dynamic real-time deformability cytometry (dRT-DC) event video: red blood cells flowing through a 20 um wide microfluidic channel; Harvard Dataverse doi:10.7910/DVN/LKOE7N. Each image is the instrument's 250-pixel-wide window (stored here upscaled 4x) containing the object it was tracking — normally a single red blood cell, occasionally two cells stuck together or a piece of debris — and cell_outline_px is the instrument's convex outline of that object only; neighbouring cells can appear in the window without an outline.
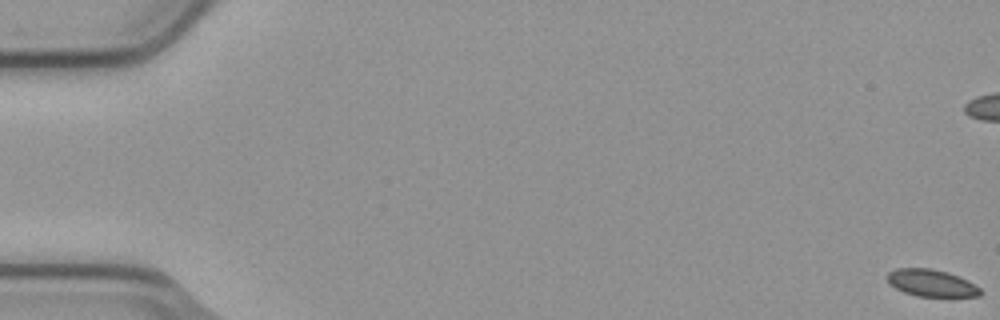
{"species": "common noctule bat (a hibernating species)", "species_latin": "Nyctalus noctula", "temperature_condition": "cold", "stored_images_in_passage": 7, "camera_frame_rate_fps": 3000, "um_per_image_px": 0.085, "animal": {"sex": "male", "body_mass_g": 23.1, "forearm_length_mm": 52.7}, "frame": {"image": 1, "passage_image": 1, "time_ms": 0.0, "image_size_px": [1000, 320], "cell_outline_px": [[984, 292], [980, 296], [916, 296], [904, 292], [888, 284], [888, 272], [896, 268], [932, 268], [948, 272], [968, 280], [980, 288]], "centroid_in_image_um": [79.18, 24.05], "position_along_channel_um": 5.8, "area_um2": 14.74}}
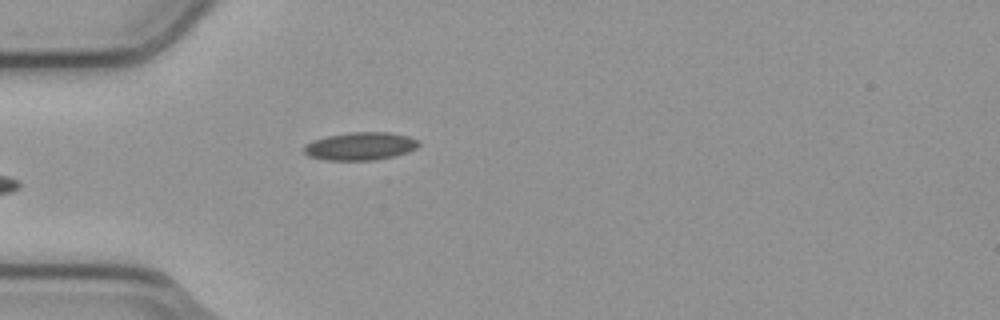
{"frame": {"image": 2, "passage_image": 7, "time_ms": 2.0, "image_size_px": [1000, 320], "cell_outline_px": [[420, 144], [416, 148], [408, 152], [392, 156], [372, 160], [324, 160], [308, 156], [304, 152], [304, 144], [312, 140], [328, 136], [352, 132], [388, 132], [408, 136], [416, 140]], "centroid_in_image_um": [30.59, 12.42], "position_along_channel_um": 54.4, "area_um2": 18.55}}